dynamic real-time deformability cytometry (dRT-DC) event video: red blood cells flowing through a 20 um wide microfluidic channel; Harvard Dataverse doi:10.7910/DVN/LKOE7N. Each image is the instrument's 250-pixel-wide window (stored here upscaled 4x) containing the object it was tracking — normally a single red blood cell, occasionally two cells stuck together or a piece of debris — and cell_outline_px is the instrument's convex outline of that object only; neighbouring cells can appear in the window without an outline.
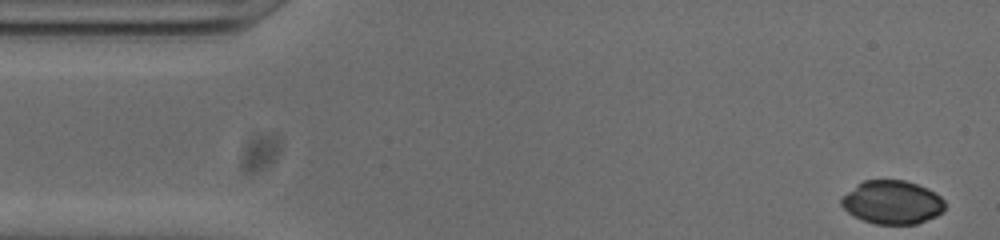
{"species": "common noctule bat (a hibernating species)", "species_latin": "Nyctalus noctula", "temperature_condition": "cold", "stored_images_in_passage": 52, "camera_frame_rate_fps": 3000, "um_per_image_px": 0.085, "animal": {"sex": "male", "body_mass_g": 20.0, "forearm_length_mm": 53.3}, "frame": {"image": 1, "passage_image": 1, "time_ms": 0.0, "image_size_px": [1000, 240], "cell_outline_px": [[944, 212], [936, 216], [916, 224], [876, 224], [864, 220], [848, 212], [840, 204], [840, 200], [856, 184], [864, 180], [904, 180], [928, 188], [940, 196], [944, 200]], "centroid_in_image_um": [75.86, 17.19], "position_along_channel_um": 9.1, "area_um2": 26.13}}
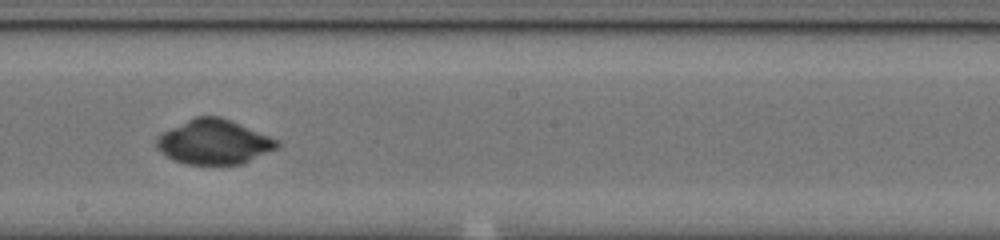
{"frame": {"image": 2, "passage_image": 27, "time_ms": 8.667, "image_size_px": [1000, 240], "cell_outline_px": [[280, 144], [276, 148], [240, 164], [184, 164], [172, 160], [164, 156], [156, 148], [156, 136], [196, 116], [220, 116], [280, 140]], "centroid_in_image_um": [18.15, 12.07], "position_along_channel_um": 230.1, "area_um2": 31.1}}
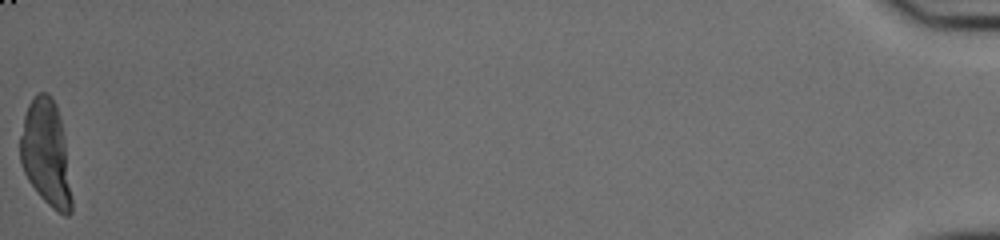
{"frame": {"image": 3, "passage_image": 52, "time_ms": 17.0, "image_size_px": [1000, 240], "cell_outline_px": [[72, 212], [68, 216], [64, 216], [52, 208], [40, 196], [28, 180], [24, 172], [20, 160], [20, 136], [24, 116], [28, 104], [40, 92], [48, 92], [52, 96], [56, 104], [64, 136], [72, 200]], "centroid_in_image_um": [3.91, 13.04], "position_along_channel_um": 431.3, "area_um2": 31.62}}